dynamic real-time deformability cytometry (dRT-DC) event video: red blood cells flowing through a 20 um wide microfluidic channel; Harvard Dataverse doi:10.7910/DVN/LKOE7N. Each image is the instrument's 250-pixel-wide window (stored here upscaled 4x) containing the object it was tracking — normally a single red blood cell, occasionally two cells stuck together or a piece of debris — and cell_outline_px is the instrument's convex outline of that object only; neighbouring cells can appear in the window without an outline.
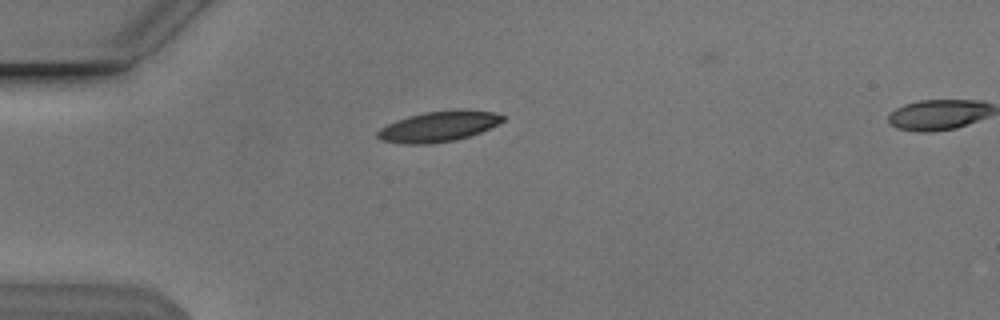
{"species": "Egyptian fruit bat (a non-hibernating species)", "species_latin": "Rousettus aegyptiacus", "temperature_condition": "cold", "stored_images_in_passage": 38, "camera_frame_rate_fps": 3000, "um_per_image_px": 0.085, "animal": {"sex": "male"}, "frame": {"image": 1, "passage_image": 1, "time_ms": 0.0, "image_size_px": [1000, 320], "cell_outline_px": [[504, 120], [480, 132], [456, 140], [428, 144], [404, 144], [380, 140], [376, 136], [376, 132], [380, 128], [396, 120], [408, 116], [424, 112], [492, 112], [504, 116]], "centroid_in_image_um": [37.16, 10.8], "position_along_channel_um": 47.8, "area_um2": 21.33}}
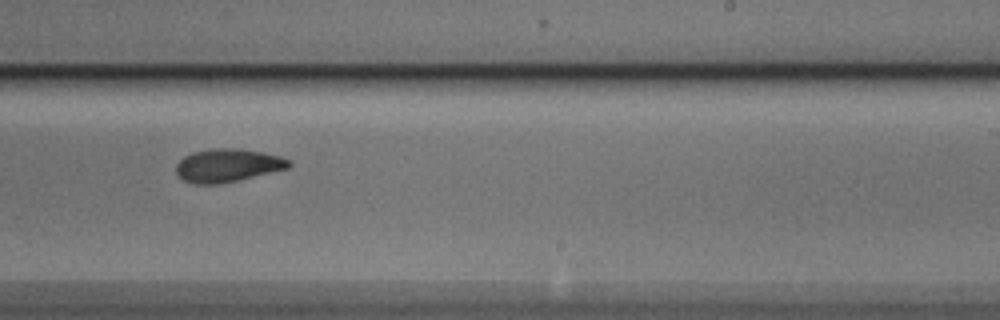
{"frame": {"image": 2, "passage_image": 20, "time_ms": 6.333, "image_size_px": [1000, 320], "cell_outline_px": [[292, 164], [288, 168], [236, 180], [216, 184], [196, 184], [184, 180], [176, 172], [176, 164], [184, 156], [192, 152], [220, 148], [236, 148], [260, 152], [280, 156], [288, 160]], "centroid_in_image_um": [19.32, 14.05], "position_along_channel_um": 269.7, "area_um2": 21.33}}
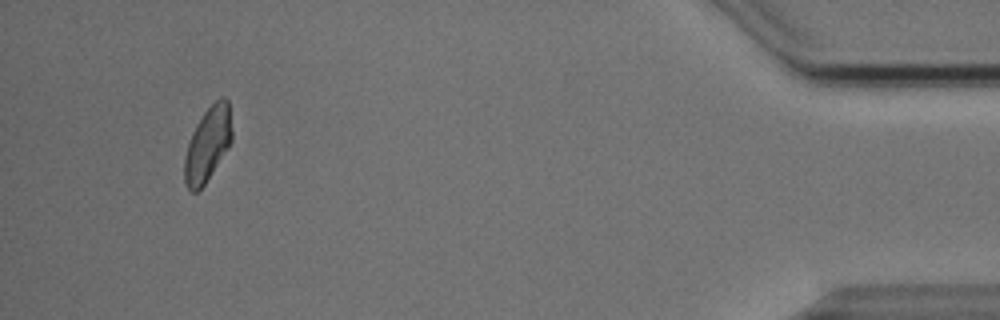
{"frame": {"image": 3, "passage_image": 37, "time_ms": 12.0, "image_size_px": [1000, 320], "cell_outline_px": [[232, 140], [228, 148], [204, 184], [196, 192], [192, 192], [184, 184], [184, 160], [188, 144], [192, 132], [196, 124], [204, 112], [220, 96], [224, 96], [228, 100], [232, 132]], "centroid_in_image_um": [17.65, 12.24], "position_along_channel_um": 417.5, "area_um2": 20.35}}